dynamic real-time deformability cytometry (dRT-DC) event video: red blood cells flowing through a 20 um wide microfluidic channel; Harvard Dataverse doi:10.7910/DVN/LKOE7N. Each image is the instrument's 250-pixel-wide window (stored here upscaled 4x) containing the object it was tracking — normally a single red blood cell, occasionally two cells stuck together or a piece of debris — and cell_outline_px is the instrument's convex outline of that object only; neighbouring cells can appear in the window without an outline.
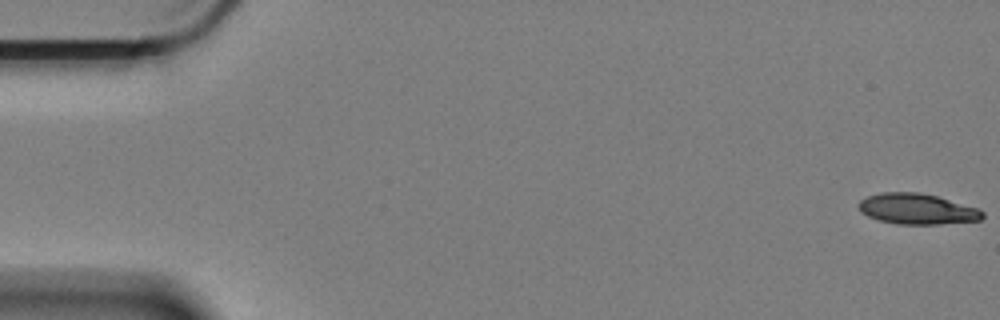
{"species": "Egyptian fruit bat (a non-hibernating species)", "species_latin": "Rousettus aegyptiacus", "temperature_condition": "cold", "stored_images_in_passage": 60, "camera_frame_rate_fps": 3000, "um_per_image_px": 0.085, "animal": {"sex": "female"}, "frame": {"image": 1, "passage_image": 1, "time_ms": 0.0, "image_size_px": [1000, 320], "cell_outline_px": [[984, 216], [980, 220], [940, 224], [896, 224], [880, 220], [868, 216], [860, 212], [856, 204], [860, 200], [868, 196], [884, 192], [916, 192], [936, 196], [976, 208], [984, 212]], "centroid_in_image_um": [77.9, 17.76], "position_along_channel_um": 7.1, "area_um2": 21.96}}
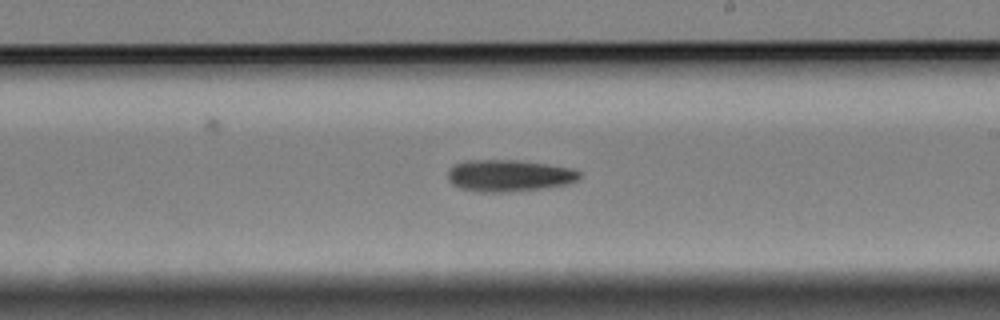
{"frame": {"image": 2, "passage_image": 35, "time_ms": 11.333, "image_size_px": [1000, 320], "cell_outline_px": [[580, 176], [576, 180], [568, 184], [544, 188], [504, 192], [480, 192], [460, 188], [452, 184], [448, 180], [448, 168], [464, 160], [512, 160], [548, 164], [572, 168], [580, 172]], "centroid_in_image_um": [43.24, 14.92], "position_along_channel_um": 245.8, "area_um2": 24.39}}
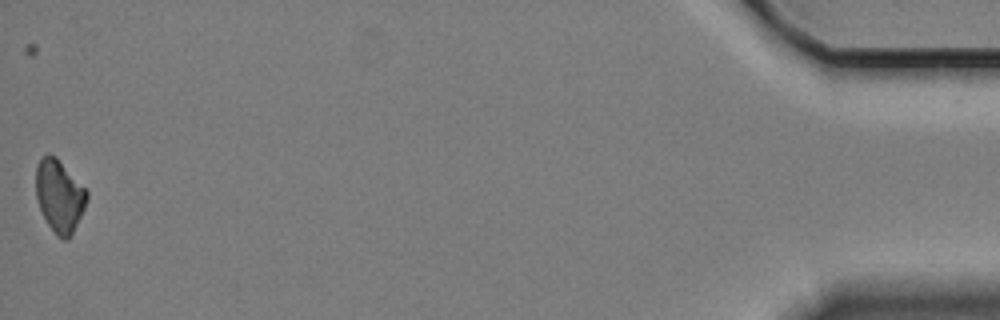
{"frame": {"image": 3, "passage_image": 60, "time_ms": 19.667, "image_size_px": [1000, 320], "cell_outline_px": [[88, 200], [68, 240], [64, 240], [56, 236], [48, 224], [40, 208], [36, 196], [36, 164], [40, 156], [48, 152], [56, 156], [88, 192]], "centroid_in_image_um": [5.03, 16.61], "position_along_channel_um": 430.2, "area_um2": 21.44}, "authors_computed_cell_mechanics": {"area_um2": 22.8599, "velocity_mm_per_s": 3.3275, "shape_relaxation_time_tau1_ms": 5.8269, "shape_relaxation_time_tau2_ms": null, "deformation_change_tau1": 0.1414, "deformation_change_tau2": null}}